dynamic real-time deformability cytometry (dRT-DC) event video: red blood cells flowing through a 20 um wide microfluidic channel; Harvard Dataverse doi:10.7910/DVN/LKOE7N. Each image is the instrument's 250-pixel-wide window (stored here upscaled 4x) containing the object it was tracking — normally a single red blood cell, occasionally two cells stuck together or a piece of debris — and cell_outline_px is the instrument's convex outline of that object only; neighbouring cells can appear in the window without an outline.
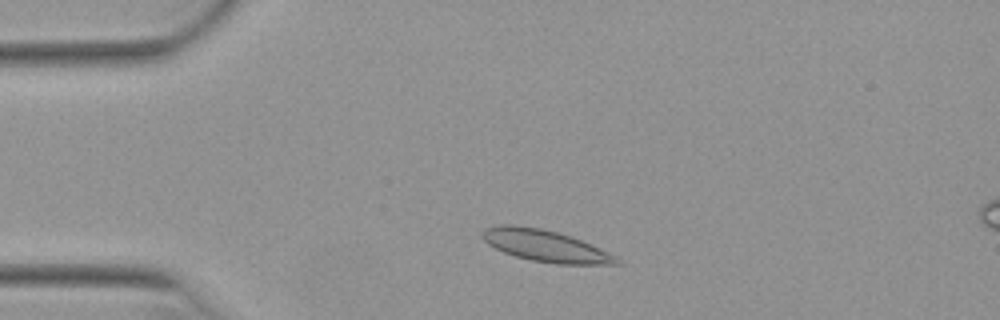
{"species": "Egyptian fruit bat (a non-hibernating species)", "species_latin": "Rousettus aegyptiacus", "temperature_condition": "warm", "stored_images_in_passage": 21, "camera_frame_rate_fps": 3000, "um_per_image_px": 0.085, "animal": {"sex": "female"}, "frame": {"image": 1, "passage_image": 6, "time_ms": 1.667, "image_size_px": [1000, 320], "cell_outline_px": [[624, 264], [556, 264], [532, 260], [516, 256], [504, 252], [488, 244], [480, 236], [484, 228], [500, 224], [512, 224], [540, 228], [572, 236], [592, 244], [616, 256]], "centroid_in_image_um": [46.36, 20.88], "position_along_channel_um": 38.6, "area_um2": 24.85}}
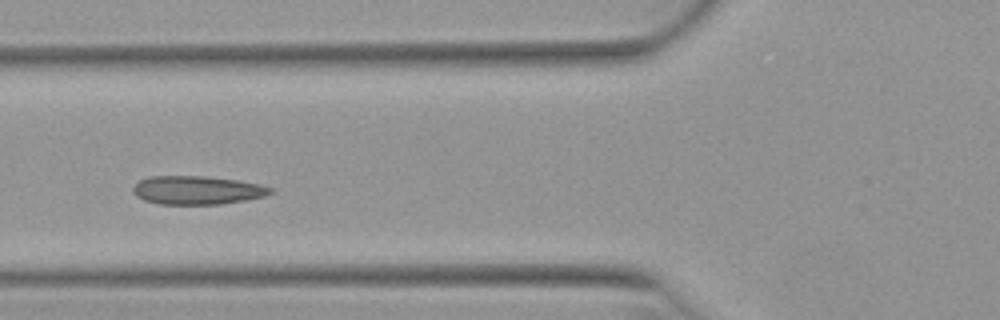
{"frame": {"image": 2, "passage_image": 14, "time_ms": 4.333, "image_size_px": [1000, 320], "cell_outline_px": [[272, 192], [264, 196], [244, 200], [220, 204], [160, 204], [144, 200], [136, 196], [132, 192], [132, 188], [140, 180], [148, 176], [208, 176], [240, 180], [260, 184], [272, 188]], "centroid_in_image_um": [16.74, 16.15], "position_along_channel_um": 109.1, "area_um2": 22.89}}
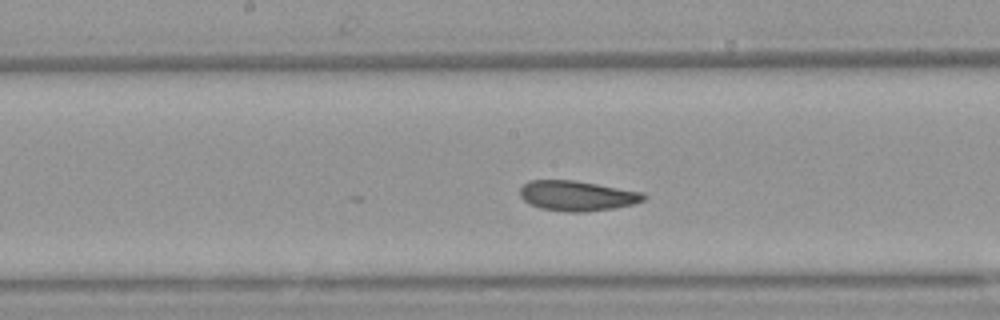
{"frame": {"image": 3, "passage_image": 21, "time_ms": 6.667, "image_size_px": [1000, 320], "cell_outline_px": [[648, 196], [644, 200], [636, 204], [612, 208], [584, 212], [568, 212], [540, 208], [528, 204], [520, 196], [520, 188], [528, 180], [572, 180], [644, 192]], "centroid_in_image_um": [49.06, 16.64], "position_along_channel_um": 199.1, "area_um2": 21.79}}